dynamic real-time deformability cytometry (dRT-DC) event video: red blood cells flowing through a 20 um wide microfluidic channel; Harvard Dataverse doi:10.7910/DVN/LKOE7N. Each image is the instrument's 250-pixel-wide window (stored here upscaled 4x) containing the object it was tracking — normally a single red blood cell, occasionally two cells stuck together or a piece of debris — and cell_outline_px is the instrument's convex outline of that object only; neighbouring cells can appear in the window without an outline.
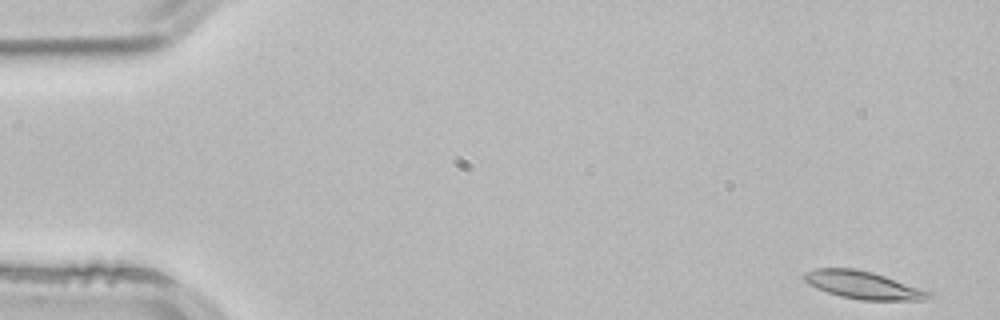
{"species": "common noctule bat (a hibernating species)", "species_latin": "Nyctalus noctula", "temperature_condition": "room temperature", "stored_images_in_passage": 9, "camera_frame_rate_fps": 3000, "um_per_image_px": 0.085, "animal": {"sex": "male", "body_mass_g": 21.5, "forearm_length_mm": 52.0}, "frame": {"image": 1, "passage_image": 1, "time_ms": 0.0, "image_size_px": [1000, 320], "cell_outline_px": [[932, 296], [924, 300], [860, 300], [840, 296], [816, 288], [808, 284], [800, 276], [804, 272], [816, 268], [856, 268], [872, 272], [932, 292]], "centroid_in_image_um": [73.31, 24.22], "position_along_channel_um": 11.7, "area_um2": 20.11}}